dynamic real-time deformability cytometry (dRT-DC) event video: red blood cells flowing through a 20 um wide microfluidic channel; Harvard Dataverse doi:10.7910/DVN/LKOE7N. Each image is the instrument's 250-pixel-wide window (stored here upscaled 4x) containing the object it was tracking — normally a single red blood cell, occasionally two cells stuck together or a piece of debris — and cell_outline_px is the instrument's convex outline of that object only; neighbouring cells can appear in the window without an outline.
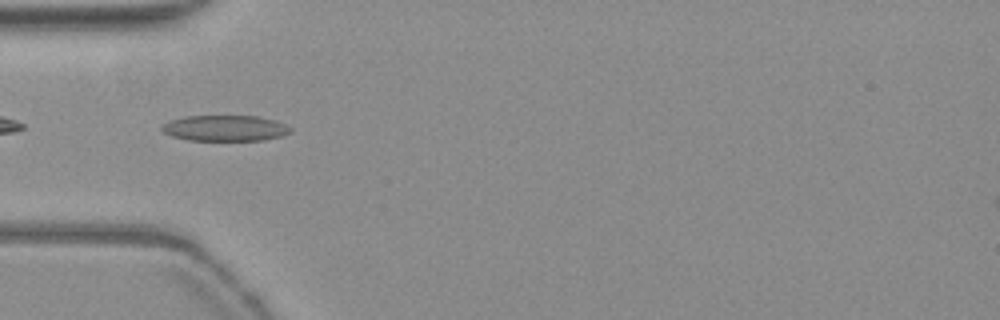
{"species": "common noctule bat (a hibernating species)", "species_latin": "Nyctalus noctula", "temperature_condition": "warm", "stored_images_in_passage": 39, "camera_frame_rate_fps": 3000, "um_per_image_px": 0.085, "animal": {"sex": "female", "body_mass_g": 19.3, "forearm_length_mm": 54.1}, "frame": {"image": 1, "passage_image": 2, "time_ms": 0.333, "image_size_px": [1000, 320], "cell_outline_px": [[292, 132], [280, 136], [264, 140], [188, 140], [172, 136], [164, 132], [160, 128], [164, 124], [172, 120], [184, 116], [256, 116], [272, 120], [284, 124], [292, 128]], "centroid_in_image_um": [19.13, 10.9], "position_along_channel_um": 65.9, "area_um2": 19.13}}
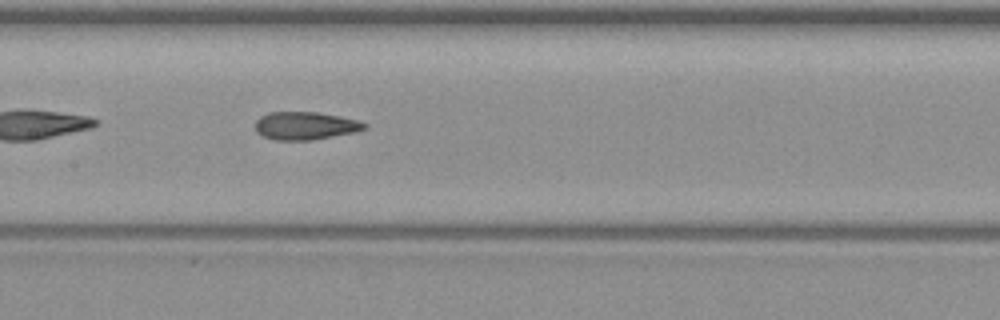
{"frame": {"image": 2, "passage_image": 11, "time_ms": 3.333, "image_size_px": [1000, 320], "cell_outline_px": [[368, 128], [356, 132], [312, 140], [272, 140], [256, 132], [256, 120], [260, 116], [268, 112], [316, 112], [340, 116], [356, 120], [368, 124]], "centroid_in_image_um": [25.96, 10.69], "position_along_channel_um": 181.4, "area_um2": 17.86}}
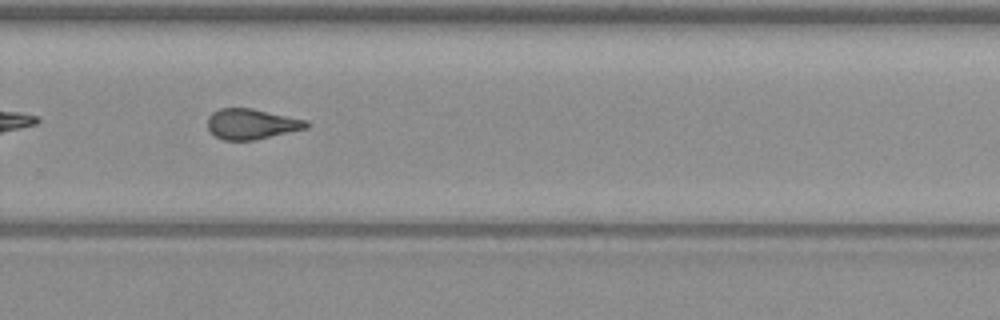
{"frame": {"image": 3, "passage_image": 21, "time_ms": 6.667, "image_size_px": [1000, 320], "cell_outline_px": [[312, 124], [308, 128], [256, 140], [224, 140], [216, 136], [208, 128], [208, 116], [212, 112], [220, 108], [252, 108], [308, 120]], "centroid_in_image_um": [21.43, 10.53], "position_along_channel_um": 308.4, "area_um2": 17.69}, "authors_computed_cell_mechanics": {"area_um2": 17.8602, "velocity_mm_per_s": 3.8208, "shape_relaxation_time_tau1_ms": null, "shape_relaxation_time_tau2_ms": 1.6991, "deformation_change_tau1": null, "deformation_change_tau2": 0.0926}}